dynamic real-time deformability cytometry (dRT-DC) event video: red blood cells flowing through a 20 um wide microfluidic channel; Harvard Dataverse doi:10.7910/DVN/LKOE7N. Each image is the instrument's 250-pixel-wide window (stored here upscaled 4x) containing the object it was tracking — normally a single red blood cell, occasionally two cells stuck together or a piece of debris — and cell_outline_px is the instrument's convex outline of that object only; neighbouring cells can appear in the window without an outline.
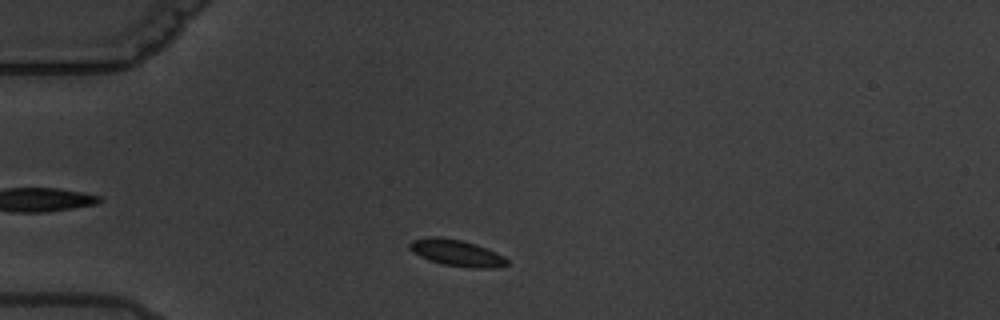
{"species": "common noctule bat (a hibernating species)", "species_latin": "Nyctalus noctula", "temperature_condition": "warm", "stored_images_in_passage": 4, "camera_frame_rate_fps": 3000, "um_per_image_px": 0.085, "animal": {"sex": "male", "body_mass_g": 19.5, "forearm_length_mm": 54.6}, "frame": {"image": 1, "passage_image": 2, "time_ms": 1.333, "image_size_px": [1000, 320], "cell_outline_px": [[508, 264], [496, 268], [472, 268], [440, 264], [428, 260], [412, 252], [408, 248], [408, 244], [412, 240], [428, 236], [440, 236], [460, 240], [476, 244], [496, 252], [504, 256], [508, 260]], "centroid_in_image_um": [38.78, 21.49], "position_along_channel_um": 46.2, "area_um2": 15.26}}